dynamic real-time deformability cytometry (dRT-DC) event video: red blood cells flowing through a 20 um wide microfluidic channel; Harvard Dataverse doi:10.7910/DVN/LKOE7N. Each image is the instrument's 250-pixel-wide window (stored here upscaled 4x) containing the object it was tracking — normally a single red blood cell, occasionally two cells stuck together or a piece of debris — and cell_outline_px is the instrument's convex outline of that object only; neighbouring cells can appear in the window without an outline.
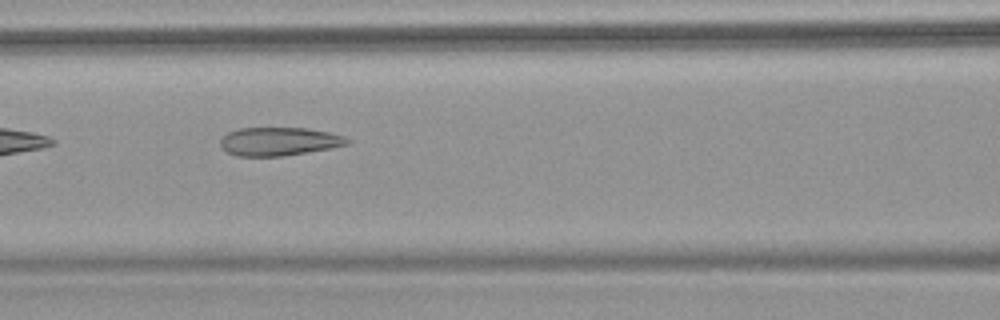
{"species": "common noctule bat (a hibernating species)", "species_latin": "Nyctalus noctula", "temperature_condition": "warm", "stored_images_in_passage": 9, "camera_frame_rate_fps": 3000, "um_per_image_px": 0.085, "animal": {"sex": "female", "body_mass_g": 18.4}, "frame": {"image": 1, "passage_image": 8, "time_ms": 2.333, "image_size_px": [1000, 320], "cell_outline_px": [[352, 140], [348, 144], [332, 148], [284, 156], [236, 156], [228, 152], [220, 144], [220, 140], [228, 132], [240, 128], [308, 128], [328, 132], [344, 136]], "centroid_in_image_um": [23.75, 12.02], "position_along_channel_um": 142.9, "area_um2": 20.98}}
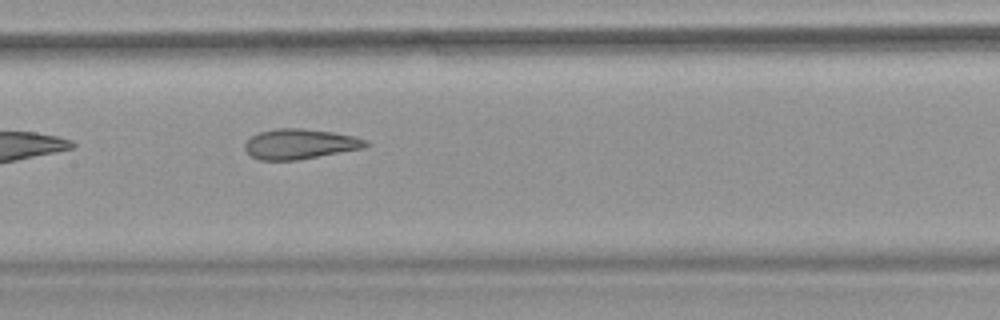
{"frame": {"image": 2, "passage_image": 9, "time_ms": 2.667, "image_size_px": [1000, 320], "cell_outline_px": [[372, 144], [364, 148], [296, 160], [260, 160], [252, 156], [244, 148], [244, 144], [252, 136], [260, 132], [276, 128], [304, 128], [332, 132], [356, 136], [368, 140]], "centroid_in_image_um": [25.54, 12.23], "position_along_channel_um": 181.9, "area_um2": 21.27}}